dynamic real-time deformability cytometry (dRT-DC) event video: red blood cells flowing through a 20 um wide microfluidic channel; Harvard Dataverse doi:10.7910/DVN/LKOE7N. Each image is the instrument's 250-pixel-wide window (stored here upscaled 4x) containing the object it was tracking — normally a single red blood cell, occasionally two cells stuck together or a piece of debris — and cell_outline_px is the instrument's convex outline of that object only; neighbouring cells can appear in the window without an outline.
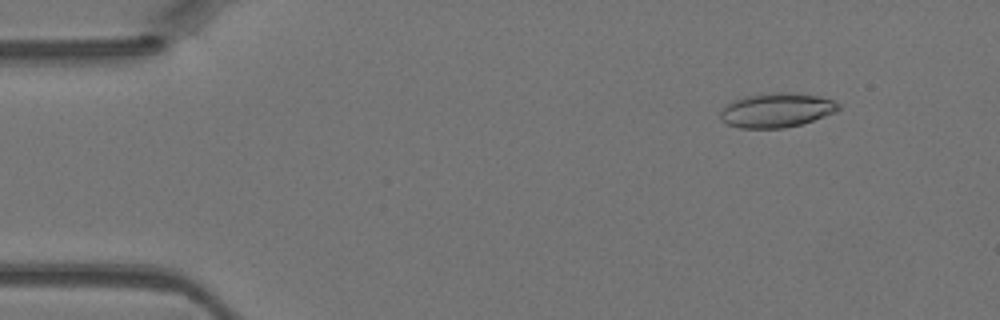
{"species": "Egyptian fruit bat (a non-hibernating species)", "species_latin": "Rousettus aegyptiacus", "temperature_condition": "warm", "stored_images_in_passage": 45, "camera_frame_rate_fps": 3000, "um_per_image_px": 0.085, "animal": {"sex": "female"}, "frame": {"image": 1, "passage_image": 5, "time_ms": 1.333, "image_size_px": [1000, 320], "cell_outline_px": [[840, 108], [836, 112], [800, 124], [784, 128], [740, 128], [728, 124], [720, 120], [720, 112], [724, 104], [732, 100], [744, 96], [780, 92], [792, 92], [820, 96], [832, 100], [840, 104]], "centroid_in_image_um": [65.97, 9.36], "position_along_channel_um": 19.0, "area_um2": 23.76}}
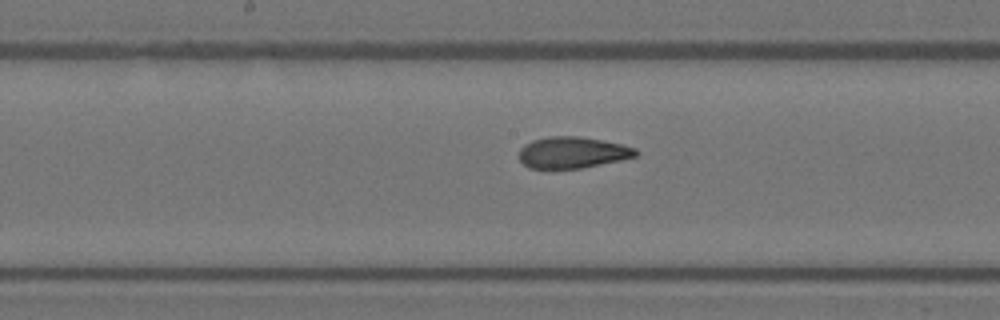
{"frame": {"image": 2, "passage_image": 23, "time_ms": 7.333, "image_size_px": [1000, 320], "cell_outline_px": [[640, 152], [636, 156], [620, 160], [580, 168], [528, 168], [520, 160], [520, 148], [524, 144], [532, 140], [548, 136], [576, 136], [600, 140], [620, 144], [636, 148]], "centroid_in_image_um": [48.64, 12.96], "position_along_channel_um": 199.6, "area_um2": 21.15}}
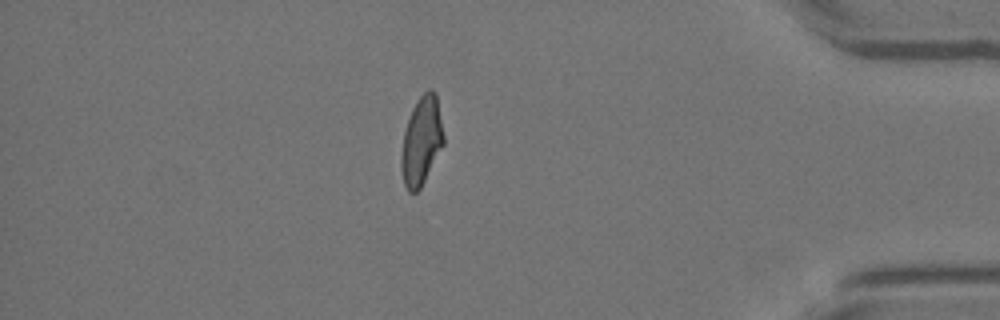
{"frame": {"image": 3, "passage_image": 39, "time_ms": 12.667, "image_size_px": [1000, 320], "cell_outline_px": [[444, 144], [420, 188], [416, 192], [408, 192], [404, 184], [400, 168], [400, 156], [404, 132], [412, 108], [420, 96], [428, 88], [432, 88], [436, 92], [444, 136]], "centroid_in_image_um": [35.82, 11.97], "position_along_channel_um": 399.4, "area_um2": 21.85}}